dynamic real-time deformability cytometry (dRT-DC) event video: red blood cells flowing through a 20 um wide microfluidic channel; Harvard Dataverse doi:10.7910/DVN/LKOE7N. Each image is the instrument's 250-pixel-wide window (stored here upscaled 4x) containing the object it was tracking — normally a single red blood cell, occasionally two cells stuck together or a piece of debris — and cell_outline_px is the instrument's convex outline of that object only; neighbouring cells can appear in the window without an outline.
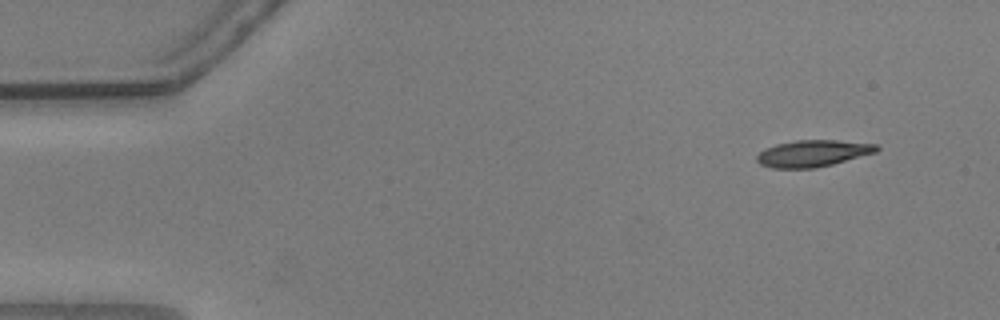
{"species": "common noctule bat (a hibernating species)", "species_latin": "Nyctalus noctula", "temperature_condition": "warm", "stored_images_in_passage": 13, "camera_frame_rate_fps": 3000, "um_per_image_px": 0.085, "animal": {"sex": "male", "body_mass_g": 20.5, "forearm_length_mm": 52.5}, "frame": {"image": 1, "passage_image": 1, "time_ms": 0.0, "image_size_px": [1000, 320], "cell_outline_px": [[880, 148], [876, 152], [832, 164], [816, 168], [772, 168], [760, 164], [756, 160], [756, 156], [764, 148], [776, 144], [796, 140], [836, 140], [876, 144]], "centroid_in_image_um": [69.06, 13.03], "position_along_channel_um": 15.9, "area_um2": 18.55}}
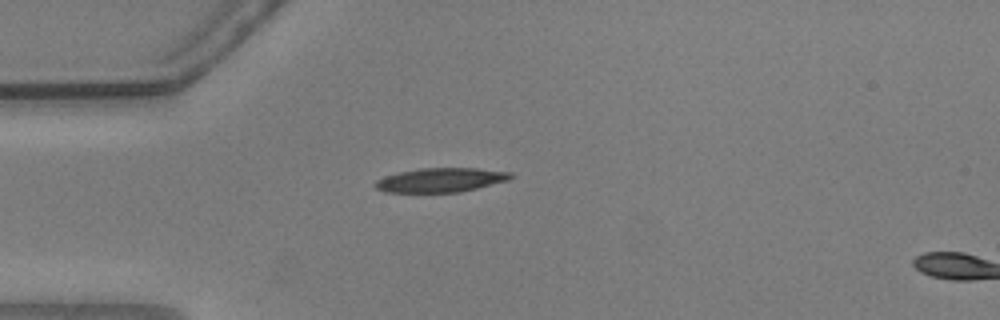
{"frame": {"image": 2, "passage_image": 11, "time_ms": 3.333, "image_size_px": [1000, 320], "cell_outline_px": [[512, 176], [508, 180], [460, 192], [384, 192], [376, 188], [372, 184], [376, 180], [384, 176], [400, 172], [420, 168], [476, 168], [512, 172]], "centroid_in_image_um": [37.42, 15.3], "position_along_channel_um": 47.6, "area_um2": 19.02}}